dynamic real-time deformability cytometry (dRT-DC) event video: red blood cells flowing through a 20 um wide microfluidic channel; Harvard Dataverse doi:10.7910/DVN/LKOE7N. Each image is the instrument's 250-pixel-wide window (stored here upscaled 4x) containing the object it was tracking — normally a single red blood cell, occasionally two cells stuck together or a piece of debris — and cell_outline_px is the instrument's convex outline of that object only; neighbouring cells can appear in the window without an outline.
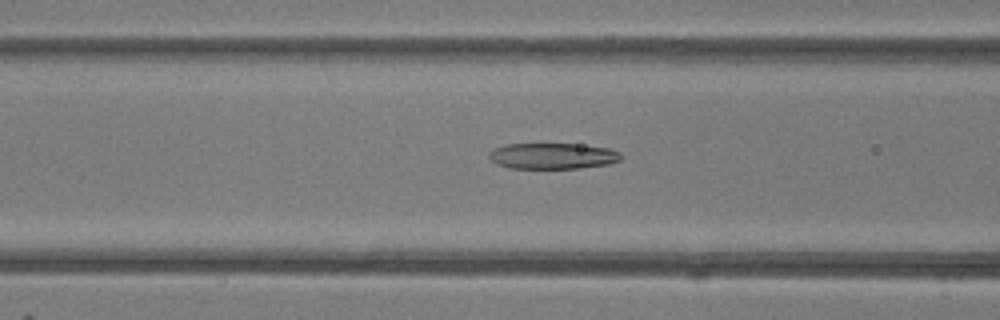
{"species": "common noctule bat (a hibernating species)", "species_latin": "Nyctalus noctula", "temperature_condition": "room temperature", "stored_images_in_passage": 49, "camera_frame_rate_fps": 3000, "um_per_image_px": 0.085, "animal": {"sex": "female"}, "frame": {"image": 1, "passage_image": 20, "time_ms": 6.333, "image_size_px": [1000, 320], "cell_outline_px": [[620, 160], [608, 164], [580, 168], [508, 168], [496, 164], [488, 156], [488, 152], [492, 148], [508, 144], [576, 144], [608, 148], [620, 152]], "centroid_in_image_um": [46.93, 13.26], "position_along_channel_um": 119.7, "area_um2": 19.94}}
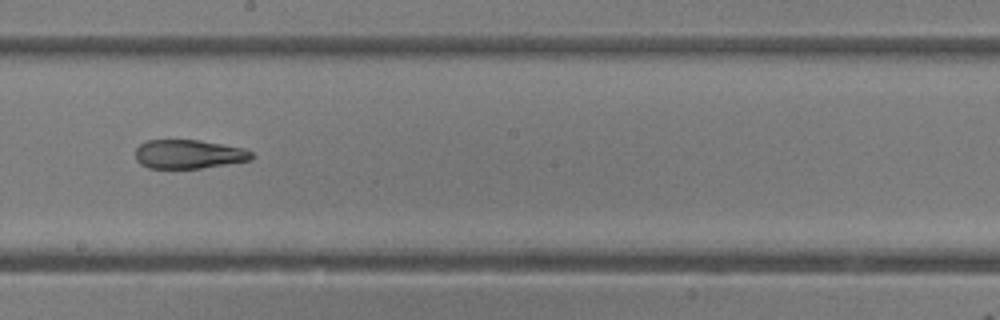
{"frame": {"image": 2, "passage_image": 28, "time_ms": 9.0, "image_size_px": [1000, 320], "cell_outline_px": [[252, 160], [200, 168], [148, 168], [140, 164], [136, 160], [136, 148], [140, 144], [148, 140], [200, 140], [244, 148], [252, 152]], "centroid_in_image_um": [16.03, 13.1], "position_along_channel_um": 232.2, "area_um2": 19.54}}
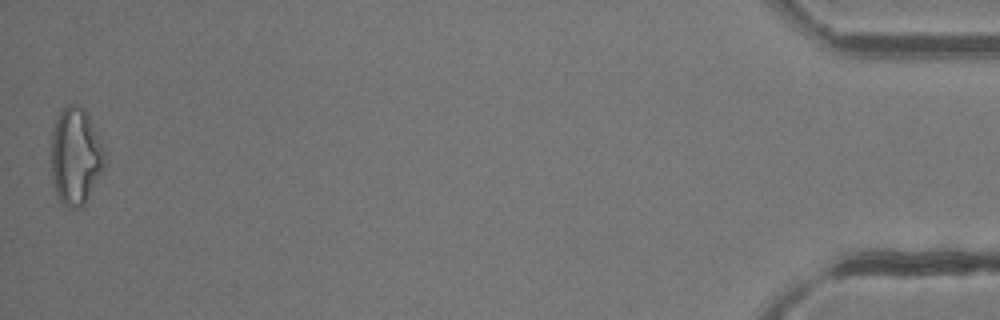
{"frame": {"image": 3, "passage_image": 49, "time_ms": 16.0, "image_size_px": [1000, 320], "cell_outline_px": [[104, 168], [84, 204], [80, 208], [68, 208], [60, 200], [56, 192], [52, 180], [52, 128], [60, 108], [68, 104], [76, 104], [84, 108], [96, 132], [104, 152]], "centroid_in_image_um": [6.4, 13.26], "position_along_channel_um": 428.8, "area_um2": 30.0}, "authors_computed_cell_mechanics": {"area_um2": 22.831, "velocity_mm_per_s": 4.2148, "shape_relaxation_time_tau1_ms": null, "shape_relaxation_time_tau2_ms": 1.8075, "deformation_change_tau1": null, "deformation_change_tau2": 0.1064}}